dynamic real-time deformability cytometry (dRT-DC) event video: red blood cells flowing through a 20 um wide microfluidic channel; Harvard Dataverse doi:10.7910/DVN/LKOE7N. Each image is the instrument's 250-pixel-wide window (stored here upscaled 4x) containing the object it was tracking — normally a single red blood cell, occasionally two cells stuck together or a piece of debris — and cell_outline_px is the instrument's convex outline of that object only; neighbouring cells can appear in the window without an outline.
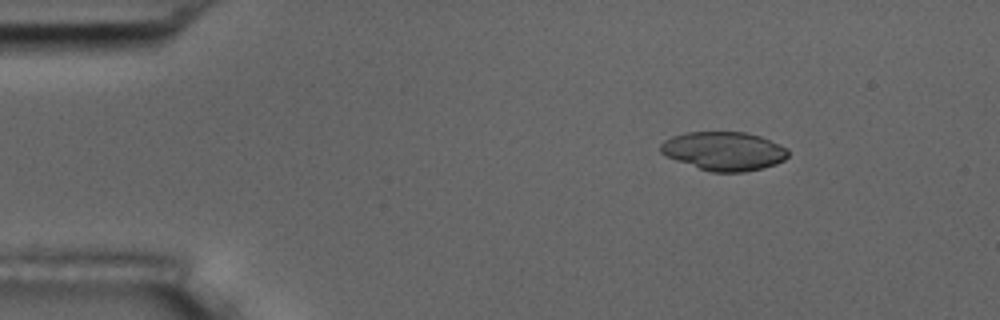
{"species": "common noctule bat (a hibernating species)", "species_latin": "Nyctalus noctula", "temperature_condition": "room temperature", "stored_images_in_passage": 5, "camera_frame_rate_fps": 3000, "um_per_image_px": 0.085, "animal": {"sex": "male", "body_mass_g": 17.5, "forearm_length_mm": 52.3}, "frame": {"image": 1, "passage_image": 2, "time_ms": 2.0, "image_size_px": [1000, 320], "cell_outline_px": [[788, 156], [784, 160], [776, 164], [764, 168], [744, 172], [712, 172], [676, 160], [660, 152], [660, 144], [664, 140], [672, 136], [688, 132], [744, 132], [760, 136], [788, 148]], "centroid_in_image_um": [61.55, 12.84], "position_along_channel_um": 23.4, "area_um2": 28.67}}